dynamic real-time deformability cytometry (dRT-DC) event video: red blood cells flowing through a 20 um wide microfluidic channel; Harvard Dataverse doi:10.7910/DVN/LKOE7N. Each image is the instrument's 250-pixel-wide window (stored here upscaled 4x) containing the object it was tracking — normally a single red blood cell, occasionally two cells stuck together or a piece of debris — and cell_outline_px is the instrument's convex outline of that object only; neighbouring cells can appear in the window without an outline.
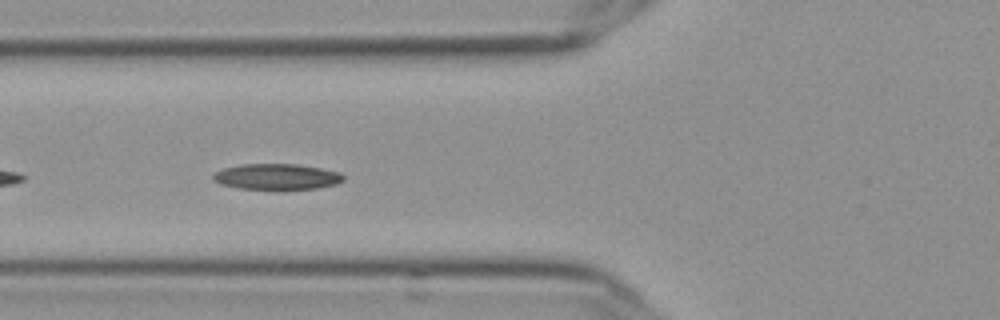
{"species": "Egyptian fruit bat (a non-hibernating species)", "species_latin": "Rousettus aegyptiacus", "temperature_condition": "cold", "stored_images_in_passage": 21, "camera_frame_rate_fps": 3000, "um_per_image_px": 0.085, "frame": {"image": 1, "passage_image": 5, "time_ms": 1.333, "image_size_px": [1000, 320], "cell_outline_px": [[344, 180], [336, 184], [316, 188], [284, 192], [276, 192], [236, 188], [220, 184], [212, 180], [212, 176], [216, 172], [224, 168], [240, 164], [296, 164], [320, 168], [340, 172], [344, 176]], "centroid_in_image_um": [23.51, 15.07], "position_along_channel_um": 102.3, "area_um2": 20.58}}
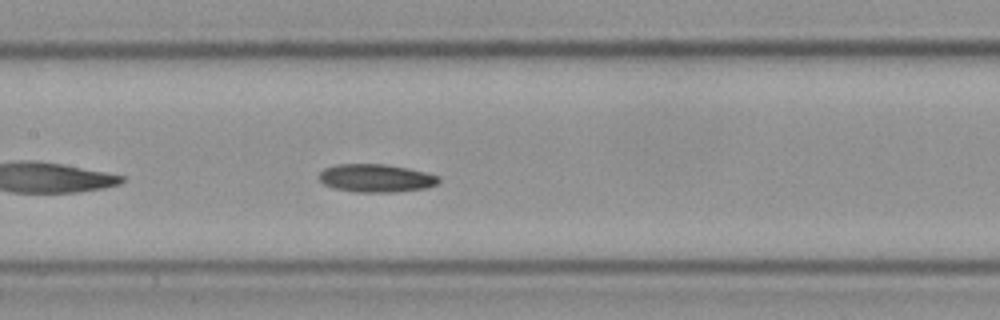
{"frame": {"image": 2, "passage_image": 11, "time_ms": 3.333, "image_size_px": [1000, 320], "cell_outline_px": [[440, 180], [436, 184], [428, 188], [392, 192], [352, 192], [332, 188], [324, 184], [320, 180], [320, 172], [324, 168], [336, 164], [384, 164], [408, 168], [440, 176]], "centroid_in_image_um": [31.95, 15.14], "position_along_channel_um": 175.4, "area_um2": 19.65}}
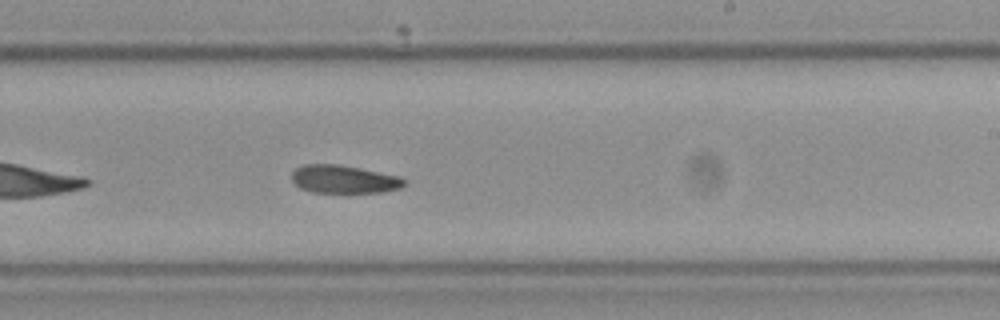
{"frame": {"image": 3, "passage_image": 18, "time_ms": 5.667, "image_size_px": [1000, 320], "cell_outline_px": [[408, 180], [400, 188], [380, 192], [312, 192], [300, 188], [292, 180], [292, 172], [296, 168], [304, 164], [336, 164], [400, 176]], "centroid_in_image_um": [29.23, 15.23], "position_along_channel_um": 259.8, "area_um2": 18.21}}